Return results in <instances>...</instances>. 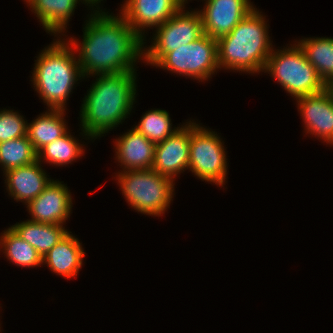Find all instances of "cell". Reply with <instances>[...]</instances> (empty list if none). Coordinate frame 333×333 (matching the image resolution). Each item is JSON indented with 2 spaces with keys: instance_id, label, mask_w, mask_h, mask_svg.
Returning <instances> with one entry per match:
<instances>
[{
  "instance_id": "e0dca14e",
  "label": "cell",
  "mask_w": 333,
  "mask_h": 333,
  "mask_svg": "<svg viewBox=\"0 0 333 333\" xmlns=\"http://www.w3.org/2000/svg\"><path fill=\"white\" fill-rule=\"evenodd\" d=\"M85 256L81 243L69 231L63 238L47 252L42 263L65 278L76 277Z\"/></svg>"
},
{
  "instance_id": "8fae6325",
  "label": "cell",
  "mask_w": 333,
  "mask_h": 333,
  "mask_svg": "<svg viewBox=\"0 0 333 333\" xmlns=\"http://www.w3.org/2000/svg\"><path fill=\"white\" fill-rule=\"evenodd\" d=\"M205 1V8L199 11L203 32L215 39L229 34L254 9L249 0Z\"/></svg>"
},
{
  "instance_id": "d6986e66",
  "label": "cell",
  "mask_w": 333,
  "mask_h": 333,
  "mask_svg": "<svg viewBox=\"0 0 333 333\" xmlns=\"http://www.w3.org/2000/svg\"><path fill=\"white\" fill-rule=\"evenodd\" d=\"M11 228L43 258L68 232L61 224H47L26 220Z\"/></svg>"
},
{
  "instance_id": "30bf717a",
  "label": "cell",
  "mask_w": 333,
  "mask_h": 333,
  "mask_svg": "<svg viewBox=\"0 0 333 333\" xmlns=\"http://www.w3.org/2000/svg\"><path fill=\"white\" fill-rule=\"evenodd\" d=\"M182 0H126L120 14L129 26L143 40L144 28H157L171 18L182 6ZM144 30V32H143Z\"/></svg>"
},
{
  "instance_id": "4fadbf2b",
  "label": "cell",
  "mask_w": 333,
  "mask_h": 333,
  "mask_svg": "<svg viewBox=\"0 0 333 333\" xmlns=\"http://www.w3.org/2000/svg\"><path fill=\"white\" fill-rule=\"evenodd\" d=\"M306 132L333 144V90L296 98Z\"/></svg>"
},
{
  "instance_id": "7402d4cb",
  "label": "cell",
  "mask_w": 333,
  "mask_h": 333,
  "mask_svg": "<svg viewBox=\"0 0 333 333\" xmlns=\"http://www.w3.org/2000/svg\"><path fill=\"white\" fill-rule=\"evenodd\" d=\"M0 236V247L7 259L17 266L35 267L42 264V257L37 250L9 227Z\"/></svg>"
},
{
  "instance_id": "52a82bcc",
  "label": "cell",
  "mask_w": 333,
  "mask_h": 333,
  "mask_svg": "<svg viewBox=\"0 0 333 333\" xmlns=\"http://www.w3.org/2000/svg\"><path fill=\"white\" fill-rule=\"evenodd\" d=\"M190 121L188 169L202 181L222 186L227 176L224 144L217 133Z\"/></svg>"
},
{
  "instance_id": "4316f807",
  "label": "cell",
  "mask_w": 333,
  "mask_h": 333,
  "mask_svg": "<svg viewBox=\"0 0 333 333\" xmlns=\"http://www.w3.org/2000/svg\"><path fill=\"white\" fill-rule=\"evenodd\" d=\"M101 1H103V0H83V2H85L84 4L87 3V6H88V4H90L89 7L96 6V4L98 5Z\"/></svg>"
},
{
  "instance_id": "2e32d148",
  "label": "cell",
  "mask_w": 333,
  "mask_h": 333,
  "mask_svg": "<svg viewBox=\"0 0 333 333\" xmlns=\"http://www.w3.org/2000/svg\"><path fill=\"white\" fill-rule=\"evenodd\" d=\"M115 143L116 159L123 171L152 169L156 144L135 128L119 136Z\"/></svg>"
},
{
  "instance_id": "83f0119b",
  "label": "cell",
  "mask_w": 333,
  "mask_h": 333,
  "mask_svg": "<svg viewBox=\"0 0 333 333\" xmlns=\"http://www.w3.org/2000/svg\"><path fill=\"white\" fill-rule=\"evenodd\" d=\"M182 1H183L184 5L187 3V0H182Z\"/></svg>"
},
{
  "instance_id": "277c9868",
  "label": "cell",
  "mask_w": 333,
  "mask_h": 333,
  "mask_svg": "<svg viewBox=\"0 0 333 333\" xmlns=\"http://www.w3.org/2000/svg\"><path fill=\"white\" fill-rule=\"evenodd\" d=\"M69 46V42L58 39L43 49L35 60L31 81L50 109L64 110L73 86L84 78L75 50Z\"/></svg>"
},
{
  "instance_id": "cb8c5ba5",
  "label": "cell",
  "mask_w": 333,
  "mask_h": 333,
  "mask_svg": "<svg viewBox=\"0 0 333 333\" xmlns=\"http://www.w3.org/2000/svg\"><path fill=\"white\" fill-rule=\"evenodd\" d=\"M36 160L37 153L27 136L0 143V164L3 173Z\"/></svg>"
},
{
  "instance_id": "9a60e30c",
  "label": "cell",
  "mask_w": 333,
  "mask_h": 333,
  "mask_svg": "<svg viewBox=\"0 0 333 333\" xmlns=\"http://www.w3.org/2000/svg\"><path fill=\"white\" fill-rule=\"evenodd\" d=\"M41 164L36 160L31 164L4 172L8 194L16 201L24 202L27 205L39 196L51 182Z\"/></svg>"
},
{
  "instance_id": "8992f818",
  "label": "cell",
  "mask_w": 333,
  "mask_h": 333,
  "mask_svg": "<svg viewBox=\"0 0 333 333\" xmlns=\"http://www.w3.org/2000/svg\"><path fill=\"white\" fill-rule=\"evenodd\" d=\"M116 177L127 202L146 215L164 214L175 195L174 180L154 169L122 171Z\"/></svg>"
},
{
  "instance_id": "9c48e42d",
  "label": "cell",
  "mask_w": 333,
  "mask_h": 333,
  "mask_svg": "<svg viewBox=\"0 0 333 333\" xmlns=\"http://www.w3.org/2000/svg\"><path fill=\"white\" fill-rule=\"evenodd\" d=\"M184 7L156 28L152 45L143 49V58L148 64L155 66L168 52L192 43L204 34L199 11H185Z\"/></svg>"
},
{
  "instance_id": "ffe728a7",
  "label": "cell",
  "mask_w": 333,
  "mask_h": 333,
  "mask_svg": "<svg viewBox=\"0 0 333 333\" xmlns=\"http://www.w3.org/2000/svg\"><path fill=\"white\" fill-rule=\"evenodd\" d=\"M64 112L65 109H48L32 123H27V137L36 153L67 133Z\"/></svg>"
},
{
  "instance_id": "5bb4252c",
  "label": "cell",
  "mask_w": 333,
  "mask_h": 333,
  "mask_svg": "<svg viewBox=\"0 0 333 333\" xmlns=\"http://www.w3.org/2000/svg\"><path fill=\"white\" fill-rule=\"evenodd\" d=\"M63 182L51 180L43 192L27 204L32 221L61 224L69 218L72 198L68 187Z\"/></svg>"
},
{
  "instance_id": "5b68a950",
  "label": "cell",
  "mask_w": 333,
  "mask_h": 333,
  "mask_svg": "<svg viewBox=\"0 0 333 333\" xmlns=\"http://www.w3.org/2000/svg\"><path fill=\"white\" fill-rule=\"evenodd\" d=\"M263 71L271 74L295 99L319 93L328 87L298 43L283 50L272 49Z\"/></svg>"
},
{
  "instance_id": "6da1fadb",
  "label": "cell",
  "mask_w": 333,
  "mask_h": 333,
  "mask_svg": "<svg viewBox=\"0 0 333 333\" xmlns=\"http://www.w3.org/2000/svg\"><path fill=\"white\" fill-rule=\"evenodd\" d=\"M94 11L86 20L82 43L77 44L74 38L68 41L79 51L77 60L83 77L135 71L137 59L143 60V40L121 14Z\"/></svg>"
},
{
  "instance_id": "ac0fdd59",
  "label": "cell",
  "mask_w": 333,
  "mask_h": 333,
  "mask_svg": "<svg viewBox=\"0 0 333 333\" xmlns=\"http://www.w3.org/2000/svg\"><path fill=\"white\" fill-rule=\"evenodd\" d=\"M82 0H28L44 29L48 33H62L66 30L70 17Z\"/></svg>"
},
{
  "instance_id": "ba28073f",
  "label": "cell",
  "mask_w": 333,
  "mask_h": 333,
  "mask_svg": "<svg viewBox=\"0 0 333 333\" xmlns=\"http://www.w3.org/2000/svg\"><path fill=\"white\" fill-rule=\"evenodd\" d=\"M172 71L180 76L207 80L219 68L217 39L203 34L200 38L168 52L156 67Z\"/></svg>"
},
{
  "instance_id": "3957f363",
  "label": "cell",
  "mask_w": 333,
  "mask_h": 333,
  "mask_svg": "<svg viewBox=\"0 0 333 333\" xmlns=\"http://www.w3.org/2000/svg\"><path fill=\"white\" fill-rule=\"evenodd\" d=\"M265 16L253 9L229 34L217 39L219 68L237 72H264L272 43Z\"/></svg>"
},
{
  "instance_id": "44dd1931",
  "label": "cell",
  "mask_w": 333,
  "mask_h": 333,
  "mask_svg": "<svg viewBox=\"0 0 333 333\" xmlns=\"http://www.w3.org/2000/svg\"><path fill=\"white\" fill-rule=\"evenodd\" d=\"M298 45L307 60L316 69L319 77L327 86L333 84V38L315 37L301 39Z\"/></svg>"
},
{
  "instance_id": "7c38bea8",
  "label": "cell",
  "mask_w": 333,
  "mask_h": 333,
  "mask_svg": "<svg viewBox=\"0 0 333 333\" xmlns=\"http://www.w3.org/2000/svg\"><path fill=\"white\" fill-rule=\"evenodd\" d=\"M186 123L155 145L152 169L171 180L189 166L190 122Z\"/></svg>"
},
{
  "instance_id": "603a6c76",
  "label": "cell",
  "mask_w": 333,
  "mask_h": 333,
  "mask_svg": "<svg viewBox=\"0 0 333 333\" xmlns=\"http://www.w3.org/2000/svg\"><path fill=\"white\" fill-rule=\"evenodd\" d=\"M68 131L64 136L54 140L37 153V160H46L55 166L69 164L79 158L83 153V144H80Z\"/></svg>"
},
{
  "instance_id": "d4e9b609",
  "label": "cell",
  "mask_w": 333,
  "mask_h": 333,
  "mask_svg": "<svg viewBox=\"0 0 333 333\" xmlns=\"http://www.w3.org/2000/svg\"><path fill=\"white\" fill-rule=\"evenodd\" d=\"M134 128L151 142L157 144L164 141L179 127L172 129L169 113L166 110L155 109L147 111Z\"/></svg>"
},
{
  "instance_id": "484cf974",
  "label": "cell",
  "mask_w": 333,
  "mask_h": 333,
  "mask_svg": "<svg viewBox=\"0 0 333 333\" xmlns=\"http://www.w3.org/2000/svg\"><path fill=\"white\" fill-rule=\"evenodd\" d=\"M13 110L0 111V143L27 136V121Z\"/></svg>"
},
{
  "instance_id": "7a4b0ae2",
  "label": "cell",
  "mask_w": 333,
  "mask_h": 333,
  "mask_svg": "<svg viewBox=\"0 0 333 333\" xmlns=\"http://www.w3.org/2000/svg\"><path fill=\"white\" fill-rule=\"evenodd\" d=\"M81 107V126L88 139L101 137L128 118L136 98V72L99 74Z\"/></svg>"
}]
</instances>
